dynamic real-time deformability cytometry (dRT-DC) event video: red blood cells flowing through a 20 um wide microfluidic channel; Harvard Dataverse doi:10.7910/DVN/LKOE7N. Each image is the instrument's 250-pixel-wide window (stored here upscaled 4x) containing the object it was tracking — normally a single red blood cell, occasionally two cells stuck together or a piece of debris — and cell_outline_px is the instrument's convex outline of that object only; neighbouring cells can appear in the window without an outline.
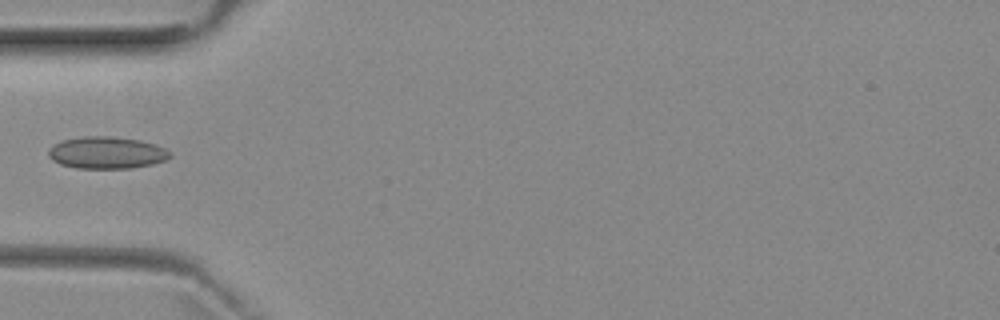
{"species": "common noctule bat (a hibernating species)", "species_latin": "Nyctalus noctula", "temperature_condition": "room temperature", "stored_images_in_passage": 5, "camera_frame_rate_fps": 3000, "um_per_image_px": 0.085, "animal": {"sex": "female", "body_mass_g": 29.2, "forearm_length_mm": 56.3}, "frame": {"image": 1, "passage_image": 5, "time_ms": 4.667, "image_size_px": [1000, 320], "cell_outline_px": [[172, 156], [168, 160], [152, 164], [132, 168], [76, 168], [60, 164], [52, 160], [48, 156], [48, 148], [52, 144], [60, 140], [84, 136], [108, 136], [140, 140], [156, 144], [172, 152]], "centroid_in_image_um": [9.06, 12.97], "position_along_channel_um": 75.9, "area_um2": 23.0}}